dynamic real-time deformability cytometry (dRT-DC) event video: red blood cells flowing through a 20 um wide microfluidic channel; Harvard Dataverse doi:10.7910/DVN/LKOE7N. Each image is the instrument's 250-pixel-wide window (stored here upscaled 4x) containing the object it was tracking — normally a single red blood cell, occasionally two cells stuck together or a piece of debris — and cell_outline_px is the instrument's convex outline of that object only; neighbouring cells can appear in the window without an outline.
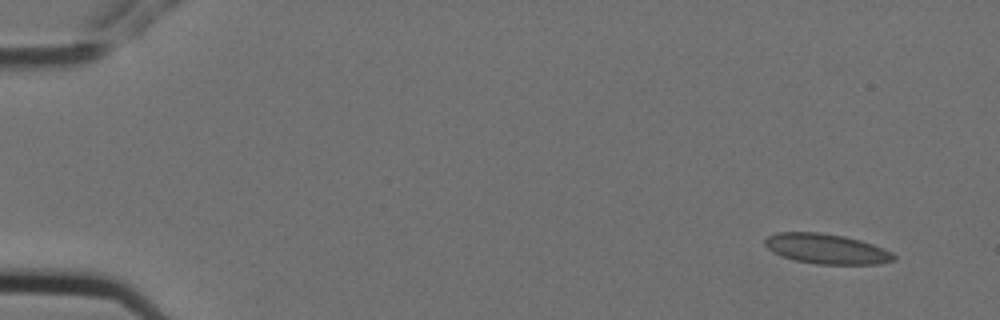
{"species": "Egyptian fruit bat (a non-hibernating species)", "species_latin": "Rousettus aegyptiacus", "temperature_condition": "cold", "stored_images_in_passage": 5, "camera_frame_rate_fps": 3000, "um_per_image_px": 0.085, "animal": {"sex": "female"}, "frame": {"image": 1, "passage_image": 1, "time_ms": 0.0, "image_size_px": [1000, 320], "cell_outline_px": [[896, 260], [880, 264], [816, 264], [796, 260], [772, 252], [764, 244], [764, 240], [768, 236], [776, 232], [820, 232], [844, 236], [860, 240], [884, 248], [892, 252], [896, 256]], "centroid_in_image_um": [70.27, 21.15], "position_along_channel_um": 14.7, "area_um2": 22.6}}
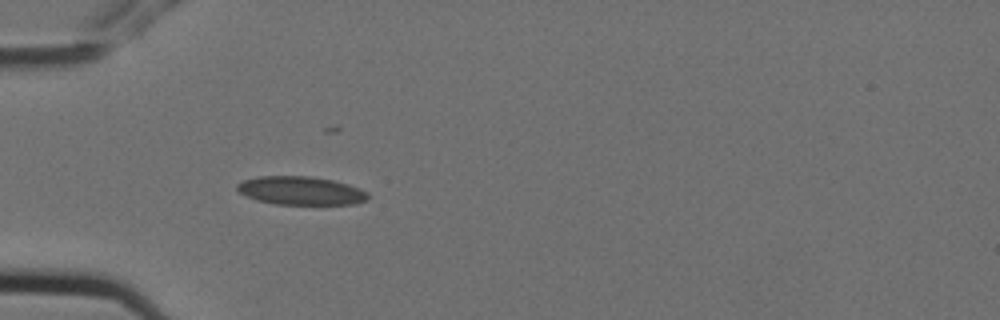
{"frame": {"image": 2, "passage_image": 5, "time_ms": 1.333, "image_size_px": [1000, 320], "cell_outline_px": [[368, 200], [356, 204], [276, 204], [256, 200], [240, 192], [236, 188], [236, 184], [244, 180], [260, 176], [312, 176], [332, 180], [348, 184], [360, 188], [368, 192]], "centroid_in_image_um": [25.6, 16.2], "position_along_channel_um": 59.4, "area_um2": 21.68}}